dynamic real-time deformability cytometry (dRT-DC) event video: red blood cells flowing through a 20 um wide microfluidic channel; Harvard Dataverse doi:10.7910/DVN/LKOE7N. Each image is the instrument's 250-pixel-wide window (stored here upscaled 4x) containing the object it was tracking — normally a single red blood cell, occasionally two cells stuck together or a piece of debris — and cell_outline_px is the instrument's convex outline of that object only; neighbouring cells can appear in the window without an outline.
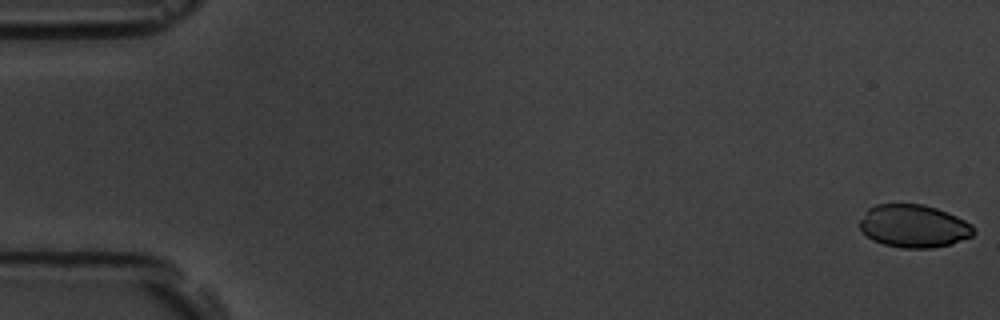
{"species": "common noctule bat (a hibernating species)", "species_latin": "Nyctalus noctula", "temperature_condition": "room temperature", "stored_images_in_passage": 7, "camera_frame_rate_fps": 3000, "um_per_image_px": 0.085, "animal": {"sex": "male", "body_mass_g": 19.5, "forearm_length_mm": 54.6}, "frame": {"image": 1, "passage_image": 1, "time_ms": 0.0, "image_size_px": [1000, 320], "cell_outline_px": [[976, 232], [972, 236], [952, 244], [932, 248], [904, 248], [884, 244], [872, 240], [860, 228], [860, 220], [868, 208], [876, 204], [924, 204], [936, 208], [956, 216], [972, 224]], "centroid_in_image_um": [77.69, 19.22], "position_along_channel_um": 7.3, "area_um2": 28.44}}